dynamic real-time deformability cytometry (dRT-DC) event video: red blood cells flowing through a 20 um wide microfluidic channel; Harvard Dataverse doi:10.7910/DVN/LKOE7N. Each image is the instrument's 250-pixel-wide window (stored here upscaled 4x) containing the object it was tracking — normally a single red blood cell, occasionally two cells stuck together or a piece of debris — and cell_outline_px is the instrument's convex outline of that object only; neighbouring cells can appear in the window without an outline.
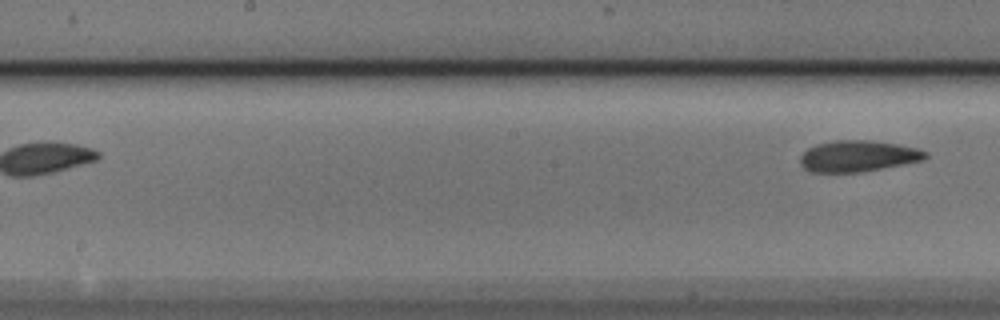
{"species": "Egyptian fruit bat (a non-hibernating species)", "species_latin": "Rousettus aegyptiacus", "temperature_condition": "cold", "stored_images_in_passage": 6, "segment_of_instrument_passage": [2, 2], "camera_frame_rate_fps": 3000, "um_per_image_px": 0.085, "animal": {"sex": "male"}, "frame": {"image": 1, "passage_image": 6, "time_ms": 1.667, "image_size_px": [1000, 320], "cell_outline_px": [[928, 156], [924, 160], [860, 172], [808, 172], [800, 164], [800, 156], [808, 148], [816, 144], [832, 140], [872, 140], [920, 148], [928, 152]], "centroid_in_image_um": [72.93, 13.26], "position_along_channel_um": 175.3, "area_um2": 22.95}}